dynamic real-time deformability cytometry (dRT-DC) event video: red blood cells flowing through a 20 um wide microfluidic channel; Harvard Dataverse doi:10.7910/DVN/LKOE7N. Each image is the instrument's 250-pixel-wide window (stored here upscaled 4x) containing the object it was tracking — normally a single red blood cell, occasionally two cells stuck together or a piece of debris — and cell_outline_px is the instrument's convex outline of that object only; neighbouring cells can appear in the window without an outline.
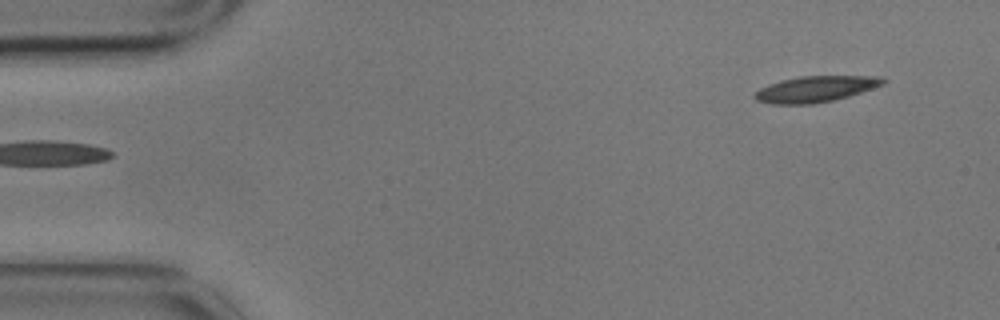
{"species": "common noctule bat (a hibernating species)", "species_latin": "Nyctalus noctula", "temperature_condition": "cold", "stored_images_in_passage": 6, "segment_of_instrument_passage": [2, 2], "camera_frame_rate_fps": 3000, "um_per_image_px": 0.085, "animal": {"sex": "male", "body_mass_g": 17.9}, "frame": {"image": 1, "passage_image": 6, "time_ms": 1.667, "image_size_px": [1000, 320], "cell_outline_px": [[888, 80], [884, 84], [848, 96], [832, 100], [812, 104], [772, 104], [756, 100], [752, 96], [760, 88], [780, 80], [800, 76], [884, 76]], "centroid_in_image_um": [69.33, 7.56], "position_along_channel_um": 15.7, "area_um2": 19.42}}